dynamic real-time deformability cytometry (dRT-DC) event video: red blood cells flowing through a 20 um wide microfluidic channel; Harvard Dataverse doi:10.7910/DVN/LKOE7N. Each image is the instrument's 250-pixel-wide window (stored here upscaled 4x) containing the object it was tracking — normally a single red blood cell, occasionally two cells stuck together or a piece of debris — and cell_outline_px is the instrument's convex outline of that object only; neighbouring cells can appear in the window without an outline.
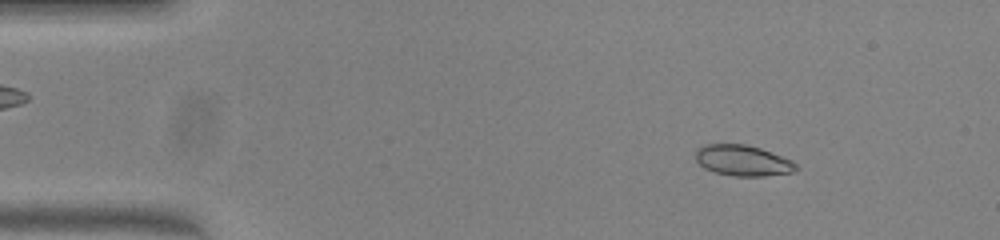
{"species": "common noctule bat (a hibernating species)", "species_latin": "Nyctalus noctula", "temperature_condition": "warm", "stored_images_in_passage": 50, "camera_frame_rate_fps": 3000, "um_per_image_px": 0.085, "animal": {"sex": "female", "body_mass_g": 23.0, "forearm_length_mm": 53.4}, "frame": {"image": 1, "passage_image": 6, "time_ms": 1.667, "image_size_px": [1000, 240], "cell_outline_px": [[800, 168], [792, 172], [764, 176], [736, 176], [716, 172], [704, 168], [696, 160], [696, 148], [704, 144], [744, 144], [760, 148], [792, 160]], "centroid_in_image_um": [63.14, 13.64], "position_along_channel_um": 21.9, "area_um2": 17.98}}
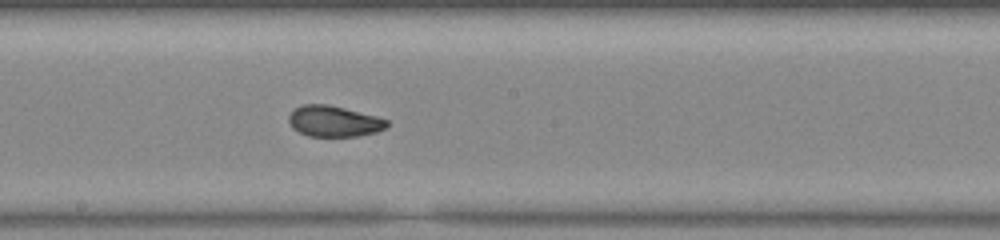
{"frame": {"image": 2, "passage_image": 27, "time_ms": 8.667, "image_size_px": [1000, 240], "cell_outline_px": [[388, 128], [376, 132], [356, 136], [308, 136], [292, 128], [288, 120], [288, 116], [296, 108], [304, 104], [328, 104], [376, 116], [388, 120]], "centroid_in_image_um": [28.39, 10.31], "position_along_channel_um": 219.8, "area_um2": 17.63}}
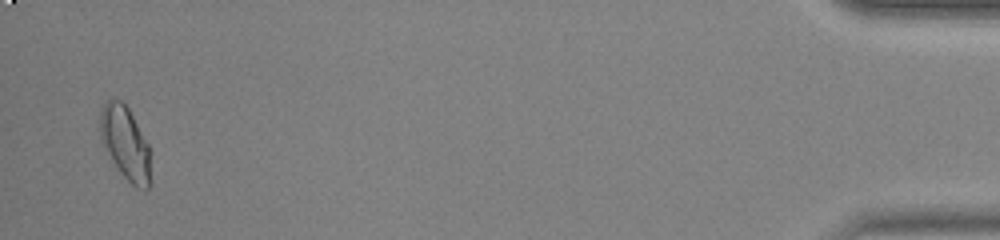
{"frame": {"image": 3, "passage_image": 49, "time_ms": 16.0, "image_size_px": [1000, 240], "cell_outline_px": [[148, 188], [144, 192], [136, 188], [120, 172], [104, 148], [100, 140], [100, 112], [104, 104], [112, 96], [120, 100], [128, 108], [148, 144]], "centroid_in_image_um": [10.6, 12.13], "position_along_channel_um": 424.6, "area_um2": 21.15}, "authors_computed_cell_mechanics": {"area_um2": 18.2648, "velocity_mm_per_s": 4.0053, "shape_relaxation_time_tau1_ms": 4.2751, "shape_relaxation_time_tau2_ms": 1.1202, "deformation_change_tau1": 0.1716, "deformation_change_tau2": 0.0414}}